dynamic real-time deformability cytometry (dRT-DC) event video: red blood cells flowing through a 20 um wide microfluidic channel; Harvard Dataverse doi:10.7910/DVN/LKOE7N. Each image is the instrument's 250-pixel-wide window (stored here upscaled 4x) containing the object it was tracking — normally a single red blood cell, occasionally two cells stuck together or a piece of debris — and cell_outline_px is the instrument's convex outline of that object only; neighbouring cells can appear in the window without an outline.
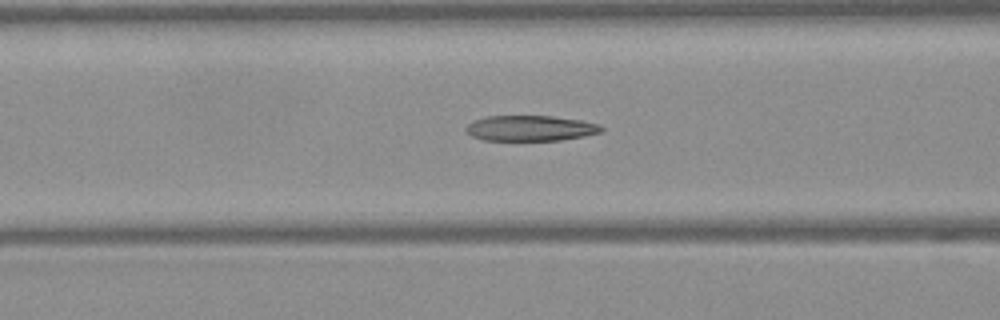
{"species": "Egyptian fruit bat (a non-hibernating species)", "species_latin": "Rousettus aegyptiacus", "temperature_condition": "warm", "stored_images_in_passage": 50, "camera_frame_rate_fps": 3000, "um_per_image_px": 0.085, "frame": {"image": 1, "passage_image": 20, "time_ms": 6.333, "image_size_px": [1000, 320], "cell_outline_px": [[604, 128], [600, 132], [584, 136], [560, 140], [484, 140], [472, 136], [464, 132], [464, 128], [468, 124], [484, 116], [552, 116], [580, 120], [600, 124]], "centroid_in_image_um": [45.06, 10.89], "position_along_channel_um": 121.5, "area_um2": 20.11}}
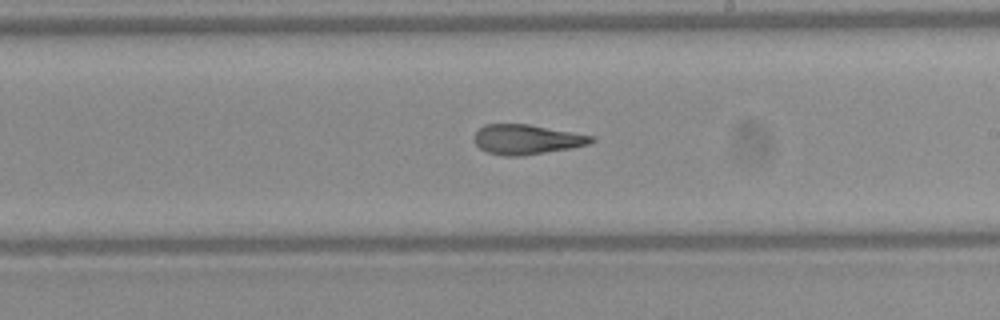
{"frame": {"image": 2, "passage_image": 29, "time_ms": 9.333, "image_size_px": [1000, 320], "cell_outline_px": [[596, 140], [588, 144], [572, 148], [520, 156], [504, 156], [488, 152], [480, 148], [476, 144], [476, 132], [484, 124], [528, 124], [596, 136]], "centroid_in_image_um": [44.82, 11.85], "position_along_channel_um": 244.2, "area_um2": 20.23}}
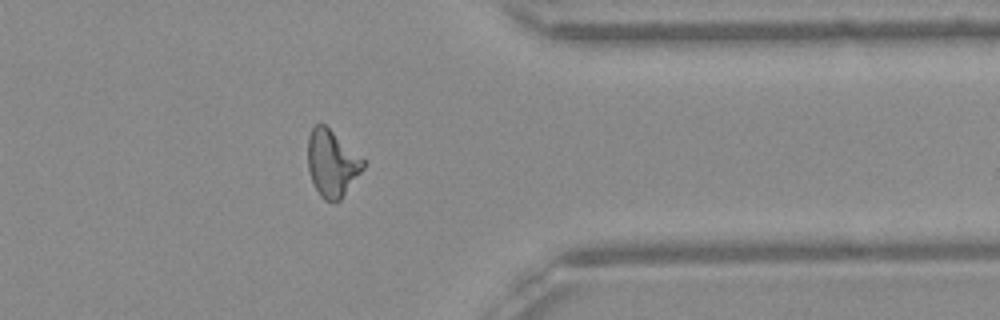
{"frame": {"image": 3, "passage_image": 40, "time_ms": 13.0, "image_size_px": [1000, 320], "cell_outline_px": [[364, 168], [340, 200], [324, 200], [320, 196], [312, 180], [308, 168], [308, 136], [312, 128], [316, 124], [324, 124], [364, 160]], "centroid_in_image_um": [28.2, 13.88], "position_along_channel_um": 383.2, "area_um2": 20.98}, "authors_computed_cell_mechanics": {"area_um2": 21.7906, "velocity_mm_per_s": 4.0832, "shape_relaxation_time_tau1_ms": null, "shape_relaxation_time_tau2_ms": 1.3928, "deformation_change_tau1": null, "deformation_change_tau2": 0.1008}}